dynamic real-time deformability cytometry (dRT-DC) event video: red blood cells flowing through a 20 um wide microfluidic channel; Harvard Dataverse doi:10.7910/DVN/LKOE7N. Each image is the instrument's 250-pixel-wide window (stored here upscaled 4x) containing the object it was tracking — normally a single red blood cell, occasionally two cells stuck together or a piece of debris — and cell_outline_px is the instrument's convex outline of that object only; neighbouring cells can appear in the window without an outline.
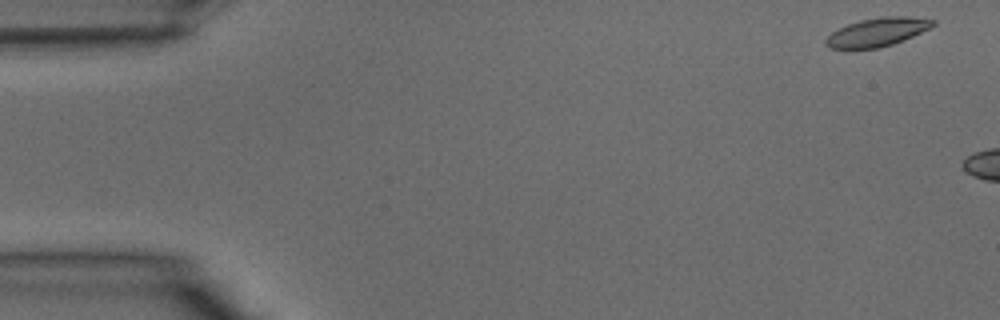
{"species": "common noctule bat (a hibernating species)", "species_latin": "Nyctalus noctula", "temperature_condition": "warm", "stored_images_in_passage": 4, "camera_frame_rate_fps": 3000, "um_per_image_px": 0.085, "animal": {"sex": "male", "body_mass_g": 15.6}, "frame": {"image": 1, "passage_image": 1, "time_ms": 0.0, "image_size_px": [1000, 320], "cell_outline_px": [[936, 24], [904, 40], [880, 48], [828, 48], [824, 44], [824, 40], [832, 32], [848, 24], [860, 20], [884, 16], [908, 16], [936, 20]], "centroid_in_image_um": [74.56, 2.72], "position_along_channel_um": 10.4, "area_um2": 17.63}}